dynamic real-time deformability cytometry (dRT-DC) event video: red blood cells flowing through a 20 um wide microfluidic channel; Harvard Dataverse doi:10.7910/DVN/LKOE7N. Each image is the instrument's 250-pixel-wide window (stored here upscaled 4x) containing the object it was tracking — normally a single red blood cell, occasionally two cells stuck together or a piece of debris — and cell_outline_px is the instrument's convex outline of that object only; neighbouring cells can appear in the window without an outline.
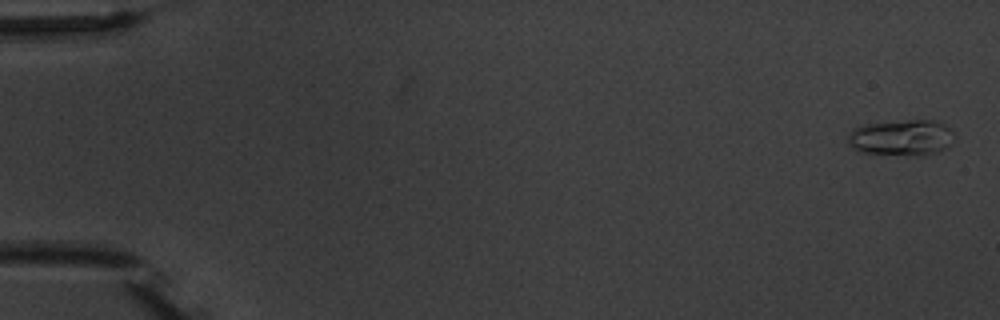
{"species": "common noctule bat (a hibernating species)", "species_latin": "Nyctalus noctula", "temperature_condition": "warm", "stored_images_in_passage": 7, "camera_frame_rate_fps": 3000, "um_per_image_px": 0.085, "animal": {"sex": "male", "body_mass_g": 20.1, "forearm_length_mm": 53.5}, "frame": {"image": 1, "passage_image": 1, "time_ms": 0.0, "image_size_px": [1000, 320], "cell_outline_px": [[956, 140], [948, 148], [940, 152], [924, 156], [916, 156], [860, 152], [852, 148], [848, 144], [848, 136], [856, 128], [864, 124], [904, 120], [936, 120], [952, 128], [956, 132]], "centroid_in_image_um": [76.75, 11.71], "position_along_channel_um": 8.3, "area_um2": 23.0}}
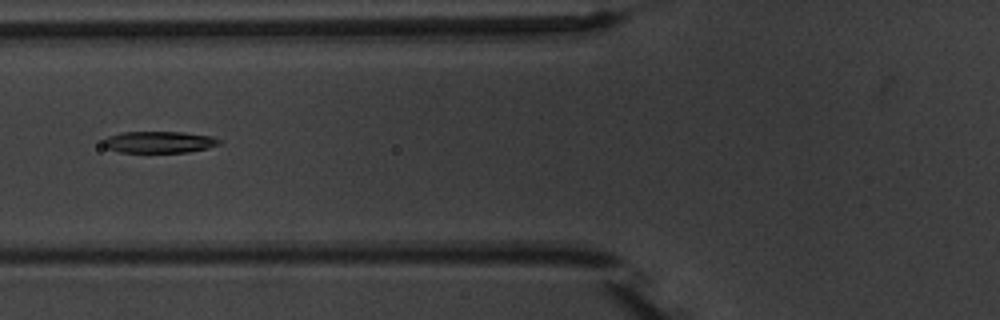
{"frame": {"image": 2, "passage_image": 7, "time_ms": 7.0, "image_size_px": [1000, 320], "cell_outline_px": [[224, 144], [208, 148], [188, 152], [120, 152], [108, 148], [104, 144], [104, 140], [108, 136], [120, 132], [184, 132], [212, 136], [224, 140]], "centroid_in_image_um": [13.63, 12.07], "position_along_channel_um": 112.2, "area_um2": 14.74}}